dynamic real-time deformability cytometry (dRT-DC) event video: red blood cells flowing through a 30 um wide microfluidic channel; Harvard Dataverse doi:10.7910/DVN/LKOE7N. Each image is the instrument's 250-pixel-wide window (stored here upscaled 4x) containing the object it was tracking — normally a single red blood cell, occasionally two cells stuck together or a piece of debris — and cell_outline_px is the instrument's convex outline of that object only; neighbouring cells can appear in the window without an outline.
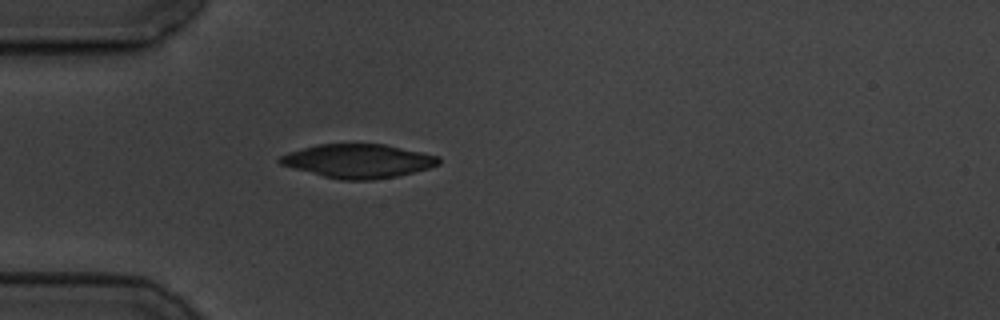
{"species": "common noctule bat (a hibernating species)", "species_latin": "Nyctalus noctula", "temperature_condition": "cold", "stored_images_in_passage": 42, "camera_frame_rate_fps": 3000, "um_per_image_px": 0.085, "animal": {"sex": "male", "body_mass_g": 19.5, "forearm_length_mm": 54.6}, "frame": {"image": 1, "passage_image": 1, "time_ms": 0.0, "image_size_px": [1000, 320], "cell_outline_px": [[440, 164], [428, 168], [396, 176], [372, 180], [340, 180], [324, 176], [280, 164], [276, 160], [280, 156], [288, 152], [320, 144], [384, 144], [424, 152], [440, 156]], "centroid_in_image_um": [30.47, 13.68], "position_along_channel_um": 54.5, "area_um2": 31.1}}
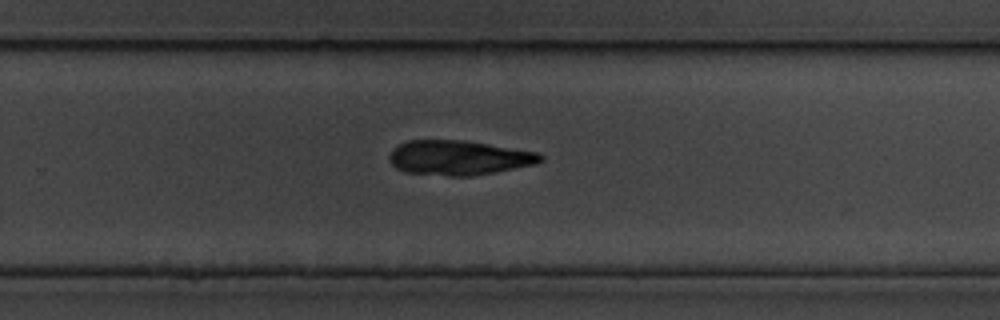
{"frame": {"image": 2, "passage_image": 22, "time_ms": 7.0, "image_size_px": [1000, 320], "cell_outline_px": [[544, 160], [536, 164], [496, 172], [468, 176], [452, 176], [408, 172], [396, 168], [388, 160], [388, 156], [392, 148], [408, 140], [460, 140], [488, 144], [536, 152], [544, 156]], "centroid_in_image_um": [38.98, 13.4], "position_along_channel_um": 290.8, "area_um2": 30.4}}
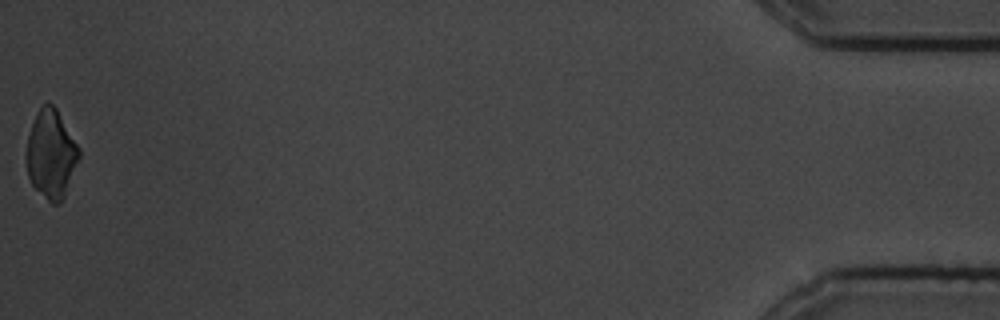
{"frame": {"image": 3, "passage_image": 42, "time_ms": 13.667, "image_size_px": [1000, 320], "cell_outline_px": [[80, 156], [64, 196], [60, 204], [52, 204], [32, 184], [28, 176], [24, 156], [28, 136], [32, 124], [40, 108], [48, 100], [56, 108], [80, 148]], "centroid_in_image_um": [4.33, 13.1], "position_along_channel_um": 430.9, "area_um2": 27.05}}